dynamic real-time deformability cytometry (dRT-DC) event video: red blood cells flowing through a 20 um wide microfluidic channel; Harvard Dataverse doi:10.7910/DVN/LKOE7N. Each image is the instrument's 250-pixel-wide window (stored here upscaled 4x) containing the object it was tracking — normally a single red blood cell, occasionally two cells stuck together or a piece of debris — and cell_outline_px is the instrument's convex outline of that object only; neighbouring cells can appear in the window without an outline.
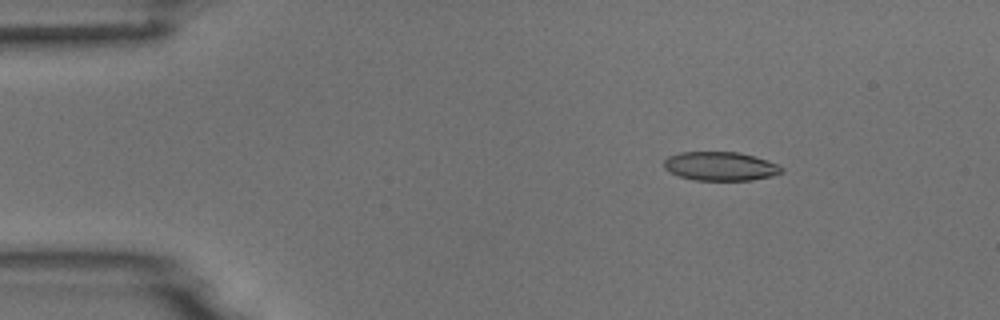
{"species": "common noctule bat (a hibernating species)", "species_latin": "Nyctalus noctula", "temperature_condition": "room temperature", "stored_images_in_passage": 6, "segment_of_instrument_passage": [1, 2], "camera_frame_rate_fps": 3000, "um_per_image_px": 0.085, "animal": {"sex": "male", "body_mass_g": 18.8}, "frame": {"image": 1, "passage_image": 3, "time_ms": 2.333, "image_size_px": [1000, 320], "cell_outline_px": [[784, 172], [772, 176], [752, 180], [696, 180], [680, 176], [668, 172], [664, 168], [664, 160], [668, 156], [680, 152], [736, 152], [752, 156], [776, 164], [784, 168]], "centroid_in_image_um": [61.2, 14.13], "position_along_channel_um": 23.8, "area_um2": 19.65}}